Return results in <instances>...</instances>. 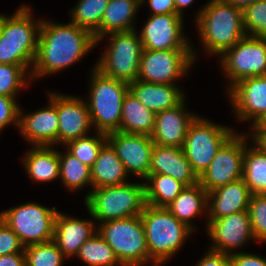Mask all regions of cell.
<instances>
[{
    "instance_id": "1",
    "label": "cell",
    "mask_w": 266,
    "mask_h": 266,
    "mask_svg": "<svg viewBox=\"0 0 266 266\" xmlns=\"http://www.w3.org/2000/svg\"><path fill=\"white\" fill-rule=\"evenodd\" d=\"M96 46L94 35L72 22L56 24L42 20L30 77L32 80L58 73L81 60Z\"/></svg>"
},
{
    "instance_id": "2",
    "label": "cell",
    "mask_w": 266,
    "mask_h": 266,
    "mask_svg": "<svg viewBox=\"0 0 266 266\" xmlns=\"http://www.w3.org/2000/svg\"><path fill=\"white\" fill-rule=\"evenodd\" d=\"M195 16L196 27L208 55L221 56L246 36L242 10L224 0H209Z\"/></svg>"
},
{
    "instance_id": "3",
    "label": "cell",
    "mask_w": 266,
    "mask_h": 266,
    "mask_svg": "<svg viewBox=\"0 0 266 266\" xmlns=\"http://www.w3.org/2000/svg\"><path fill=\"white\" fill-rule=\"evenodd\" d=\"M31 11L29 6L23 5L11 16L2 14L0 64L31 67V72L42 22L33 20Z\"/></svg>"
},
{
    "instance_id": "4",
    "label": "cell",
    "mask_w": 266,
    "mask_h": 266,
    "mask_svg": "<svg viewBox=\"0 0 266 266\" xmlns=\"http://www.w3.org/2000/svg\"><path fill=\"white\" fill-rule=\"evenodd\" d=\"M140 216L144 226L149 261L154 266H161L165 261L170 260L193 232L166 207H153L146 204Z\"/></svg>"
},
{
    "instance_id": "5",
    "label": "cell",
    "mask_w": 266,
    "mask_h": 266,
    "mask_svg": "<svg viewBox=\"0 0 266 266\" xmlns=\"http://www.w3.org/2000/svg\"><path fill=\"white\" fill-rule=\"evenodd\" d=\"M85 206L95 222L141 215L146 205L145 183H125L92 189L85 196Z\"/></svg>"
},
{
    "instance_id": "6",
    "label": "cell",
    "mask_w": 266,
    "mask_h": 266,
    "mask_svg": "<svg viewBox=\"0 0 266 266\" xmlns=\"http://www.w3.org/2000/svg\"><path fill=\"white\" fill-rule=\"evenodd\" d=\"M91 73L89 99L86 102L92 127L104 134L120 131L122 105L129 84L104 76L95 67Z\"/></svg>"
},
{
    "instance_id": "7",
    "label": "cell",
    "mask_w": 266,
    "mask_h": 266,
    "mask_svg": "<svg viewBox=\"0 0 266 266\" xmlns=\"http://www.w3.org/2000/svg\"><path fill=\"white\" fill-rule=\"evenodd\" d=\"M97 232L109 244L123 266H144L149 262L141 216L97 224Z\"/></svg>"
},
{
    "instance_id": "8",
    "label": "cell",
    "mask_w": 266,
    "mask_h": 266,
    "mask_svg": "<svg viewBox=\"0 0 266 266\" xmlns=\"http://www.w3.org/2000/svg\"><path fill=\"white\" fill-rule=\"evenodd\" d=\"M109 37L108 47L95 64L104 76L126 83L137 80L139 64L143 52V44L136 30L113 32Z\"/></svg>"
},
{
    "instance_id": "9",
    "label": "cell",
    "mask_w": 266,
    "mask_h": 266,
    "mask_svg": "<svg viewBox=\"0 0 266 266\" xmlns=\"http://www.w3.org/2000/svg\"><path fill=\"white\" fill-rule=\"evenodd\" d=\"M56 207L34 202L21 204L0 213V219L19 237L24 246L53 240Z\"/></svg>"
},
{
    "instance_id": "10",
    "label": "cell",
    "mask_w": 266,
    "mask_h": 266,
    "mask_svg": "<svg viewBox=\"0 0 266 266\" xmlns=\"http://www.w3.org/2000/svg\"><path fill=\"white\" fill-rule=\"evenodd\" d=\"M235 132L232 128L199 116L190 123L182 149L198 177L208 168L219 148Z\"/></svg>"
},
{
    "instance_id": "11",
    "label": "cell",
    "mask_w": 266,
    "mask_h": 266,
    "mask_svg": "<svg viewBox=\"0 0 266 266\" xmlns=\"http://www.w3.org/2000/svg\"><path fill=\"white\" fill-rule=\"evenodd\" d=\"M220 60L223 73L230 80L228 90L242 79L266 76V38L246 35L227 49Z\"/></svg>"
},
{
    "instance_id": "12",
    "label": "cell",
    "mask_w": 266,
    "mask_h": 266,
    "mask_svg": "<svg viewBox=\"0 0 266 266\" xmlns=\"http://www.w3.org/2000/svg\"><path fill=\"white\" fill-rule=\"evenodd\" d=\"M194 50H145L143 49L137 79L154 84H176L192 64Z\"/></svg>"
},
{
    "instance_id": "13",
    "label": "cell",
    "mask_w": 266,
    "mask_h": 266,
    "mask_svg": "<svg viewBox=\"0 0 266 266\" xmlns=\"http://www.w3.org/2000/svg\"><path fill=\"white\" fill-rule=\"evenodd\" d=\"M245 136L234 133L217 151L208 168L198 177L207 193L242 178Z\"/></svg>"
},
{
    "instance_id": "14",
    "label": "cell",
    "mask_w": 266,
    "mask_h": 266,
    "mask_svg": "<svg viewBox=\"0 0 266 266\" xmlns=\"http://www.w3.org/2000/svg\"><path fill=\"white\" fill-rule=\"evenodd\" d=\"M183 17L178 14L150 15L142 31L140 40L145 50H192L188 38L184 36Z\"/></svg>"
},
{
    "instance_id": "15",
    "label": "cell",
    "mask_w": 266,
    "mask_h": 266,
    "mask_svg": "<svg viewBox=\"0 0 266 266\" xmlns=\"http://www.w3.org/2000/svg\"><path fill=\"white\" fill-rule=\"evenodd\" d=\"M207 233L215 252L232 254V250L242 248L246 242L255 240L248 211L233 213L229 216L207 221Z\"/></svg>"
},
{
    "instance_id": "16",
    "label": "cell",
    "mask_w": 266,
    "mask_h": 266,
    "mask_svg": "<svg viewBox=\"0 0 266 266\" xmlns=\"http://www.w3.org/2000/svg\"><path fill=\"white\" fill-rule=\"evenodd\" d=\"M107 141L115 149L128 174L133 173L143 180L148 176L155 145L151 136L116 131L107 134Z\"/></svg>"
},
{
    "instance_id": "17",
    "label": "cell",
    "mask_w": 266,
    "mask_h": 266,
    "mask_svg": "<svg viewBox=\"0 0 266 266\" xmlns=\"http://www.w3.org/2000/svg\"><path fill=\"white\" fill-rule=\"evenodd\" d=\"M227 94L237 119L252 121L251 127L266 113V76L242 79Z\"/></svg>"
},
{
    "instance_id": "18",
    "label": "cell",
    "mask_w": 266,
    "mask_h": 266,
    "mask_svg": "<svg viewBox=\"0 0 266 266\" xmlns=\"http://www.w3.org/2000/svg\"><path fill=\"white\" fill-rule=\"evenodd\" d=\"M56 93L49 92V105L28 114L19 108V133L32 146H55L58 143Z\"/></svg>"
},
{
    "instance_id": "19",
    "label": "cell",
    "mask_w": 266,
    "mask_h": 266,
    "mask_svg": "<svg viewBox=\"0 0 266 266\" xmlns=\"http://www.w3.org/2000/svg\"><path fill=\"white\" fill-rule=\"evenodd\" d=\"M58 114V143L68 142L88 135L92 127L85 100L70 95L56 94Z\"/></svg>"
},
{
    "instance_id": "20",
    "label": "cell",
    "mask_w": 266,
    "mask_h": 266,
    "mask_svg": "<svg viewBox=\"0 0 266 266\" xmlns=\"http://www.w3.org/2000/svg\"><path fill=\"white\" fill-rule=\"evenodd\" d=\"M185 99L176 107L156 113L151 139L156 145L182 148L190 123L197 114L186 112Z\"/></svg>"
},
{
    "instance_id": "21",
    "label": "cell",
    "mask_w": 266,
    "mask_h": 266,
    "mask_svg": "<svg viewBox=\"0 0 266 266\" xmlns=\"http://www.w3.org/2000/svg\"><path fill=\"white\" fill-rule=\"evenodd\" d=\"M149 174H165L183 183L186 187L198 184V176L185 157L182 148L154 145Z\"/></svg>"
},
{
    "instance_id": "22",
    "label": "cell",
    "mask_w": 266,
    "mask_h": 266,
    "mask_svg": "<svg viewBox=\"0 0 266 266\" xmlns=\"http://www.w3.org/2000/svg\"><path fill=\"white\" fill-rule=\"evenodd\" d=\"M95 224L97 223H93L89 219L73 218L58 211L55 217L52 241L65 257L71 258L76 256L81 245L97 232Z\"/></svg>"
},
{
    "instance_id": "23",
    "label": "cell",
    "mask_w": 266,
    "mask_h": 266,
    "mask_svg": "<svg viewBox=\"0 0 266 266\" xmlns=\"http://www.w3.org/2000/svg\"><path fill=\"white\" fill-rule=\"evenodd\" d=\"M251 196L249 187L242 178L214 189L208 193V220L248 211Z\"/></svg>"
},
{
    "instance_id": "24",
    "label": "cell",
    "mask_w": 266,
    "mask_h": 266,
    "mask_svg": "<svg viewBox=\"0 0 266 266\" xmlns=\"http://www.w3.org/2000/svg\"><path fill=\"white\" fill-rule=\"evenodd\" d=\"M129 90L155 114L179 105L185 96L175 84H154L136 80L129 83Z\"/></svg>"
},
{
    "instance_id": "25",
    "label": "cell",
    "mask_w": 266,
    "mask_h": 266,
    "mask_svg": "<svg viewBox=\"0 0 266 266\" xmlns=\"http://www.w3.org/2000/svg\"><path fill=\"white\" fill-rule=\"evenodd\" d=\"M146 0H109L99 27V40L106 34L136 30L134 18Z\"/></svg>"
},
{
    "instance_id": "26",
    "label": "cell",
    "mask_w": 266,
    "mask_h": 266,
    "mask_svg": "<svg viewBox=\"0 0 266 266\" xmlns=\"http://www.w3.org/2000/svg\"><path fill=\"white\" fill-rule=\"evenodd\" d=\"M129 174L115 149L107 141L99 151L98 157L91 167L92 189L104 186L122 185Z\"/></svg>"
},
{
    "instance_id": "27",
    "label": "cell",
    "mask_w": 266,
    "mask_h": 266,
    "mask_svg": "<svg viewBox=\"0 0 266 266\" xmlns=\"http://www.w3.org/2000/svg\"><path fill=\"white\" fill-rule=\"evenodd\" d=\"M24 169L37 182H51L60 178L59 152L51 146H32L24 155Z\"/></svg>"
},
{
    "instance_id": "28",
    "label": "cell",
    "mask_w": 266,
    "mask_h": 266,
    "mask_svg": "<svg viewBox=\"0 0 266 266\" xmlns=\"http://www.w3.org/2000/svg\"><path fill=\"white\" fill-rule=\"evenodd\" d=\"M155 115L128 90L122 105L120 132L151 136L155 127Z\"/></svg>"
},
{
    "instance_id": "29",
    "label": "cell",
    "mask_w": 266,
    "mask_h": 266,
    "mask_svg": "<svg viewBox=\"0 0 266 266\" xmlns=\"http://www.w3.org/2000/svg\"><path fill=\"white\" fill-rule=\"evenodd\" d=\"M208 193L198 183L185 187L182 192L166 207L179 221L194 231L191 222L195 216L207 212Z\"/></svg>"
},
{
    "instance_id": "30",
    "label": "cell",
    "mask_w": 266,
    "mask_h": 266,
    "mask_svg": "<svg viewBox=\"0 0 266 266\" xmlns=\"http://www.w3.org/2000/svg\"><path fill=\"white\" fill-rule=\"evenodd\" d=\"M247 136L245 135L242 179L252 195L266 194V152L253 140V146H247Z\"/></svg>"
},
{
    "instance_id": "31",
    "label": "cell",
    "mask_w": 266,
    "mask_h": 266,
    "mask_svg": "<svg viewBox=\"0 0 266 266\" xmlns=\"http://www.w3.org/2000/svg\"><path fill=\"white\" fill-rule=\"evenodd\" d=\"M145 180V201L153 207H167L186 187L165 174H148Z\"/></svg>"
},
{
    "instance_id": "32",
    "label": "cell",
    "mask_w": 266,
    "mask_h": 266,
    "mask_svg": "<svg viewBox=\"0 0 266 266\" xmlns=\"http://www.w3.org/2000/svg\"><path fill=\"white\" fill-rule=\"evenodd\" d=\"M109 0H78L70 11L71 22L91 32L99 40V27Z\"/></svg>"
},
{
    "instance_id": "33",
    "label": "cell",
    "mask_w": 266,
    "mask_h": 266,
    "mask_svg": "<svg viewBox=\"0 0 266 266\" xmlns=\"http://www.w3.org/2000/svg\"><path fill=\"white\" fill-rule=\"evenodd\" d=\"M59 172L63 185L71 191L92 187L91 168L82 163L68 151L59 152Z\"/></svg>"
},
{
    "instance_id": "34",
    "label": "cell",
    "mask_w": 266,
    "mask_h": 266,
    "mask_svg": "<svg viewBox=\"0 0 266 266\" xmlns=\"http://www.w3.org/2000/svg\"><path fill=\"white\" fill-rule=\"evenodd\" d=\"M76 257L88 266H123L109 244L96 232L80 247Z\"/></svg>"
},
{
    "instance_id": "35",
    "label": "cell",
    "mask_w": 266,
    "mask_h": 266,
    "mask_svg": "<svg viewBox=\"0 0 266 266\" xmlns=\"http://www.w3.org/2000/svg\"><path fill=\"white\" fill-rule=\"evenodd\" d=\"M24 253L26 266H62L67 259L53 241L27 245Z\"/></svg>"
},
{
    "instance_id": "36",
    "label": "cell",
    "mask_w": 266,
    "mask_h": 266,
    "mask_svg": "<svg viewBox=\"0 0 266 266\" xmlns=\"http://www.w3.org/2000/svg\"><path fill=\"white\" fill-rule=\"evenodd\" d=\"M107 142V134L96 131V136H84L76 140L68 142L65 146L67 151L78 158L88 167H92L95 163L99 151Z\"/></svg>"
},
{
    "instance_id": "37",
    "label": "cell",
    "mask_w": 266,
    "mask_h": 266,
    "mask_svg": "<svg viewBox=\"0 0 266 266\" xmlns=\"http://www.w3.org/2000/svg\"><path fill=\"white\" fill-rule=\"evenodd\" d=\"M28 74L30 76L28 67L0 64V95L17 96L21 88H26V85L31 84L29 81L32 82V79L28 77Z\"/></svg>"
},
{
    "instance_id": "38",
    "label": "cell",
    "mask_w": 266,
    "mask_h": 266,
    "mask_svg": "<svg viewBox=\"0 0 266 266\" xmlns=\"http://www.w3.org/2000/svg\"><path fill=\"white\" fill-rule=\"evenodd\" d=\"M246 35L266 38V0H259L242 11Z\"/></svg>"
},
{
    "instance_id": "39",
    "label": "cell",
    "mask_w": 266,
    "mask_h": 266,
    "mask_svg": "<svg viewBox=\"0 0 266 266\" xmlns=\"http://www.w3.org/2000/svg\"><path fill=\"white\" fill-rule=\"evenodd\" d=\"M248 212L255 241L266 242V194H253Z\"/></svg>"
},
{
    "instance_id": "40",
    "label": "cell",
    "mask_w": 266,
    "mask_h": 266,
    "mask_svg": "<svg viewBox=\"0 0 266 266\" xmlns=\"http://www.w3.org/2000/svg\"><path fill=\"white\" fill-rule=\"evenodd\" d=\"M24 247L17 234L0 219V256L24 253Z\"/></svg>"
},
{
    "instance_id": "41",
    "label": "cell",
    "mask_w": 266,
    "mask_h": 266,
    "mask_svg": "<svg viewBox=\"0 0 266 266\" xmlns=\"http://www.w3.org/2000/svg\"><path fill=\"white\" fill-rule=\"evenodd\" d=\"M16 97L0 95V132L7 125L13 124L19 127V105Z\"/></svg>"
},
{
    "instance_id": "42",
    "label": "cell",
    "mask_w": 266,
    "mask_h": 266,
    "mask_svg": "<svg viewBox=\"0 0 266 266\" xmlns=\"http://www.w3.org/2000/svg\"><path fill=\"white\" fill-rule=\"evenodd\" d=\"M230 261L231 266H266L265 258L246 252H234L230 254Z\"/></svg>"
},
{
    "instance_id": "43",
    "label": "cell",
    "mask_w": 266,
    "mask_h": 266,
    "mask_svg": "<svg viewBox=\"0 0 266 266\" xmlns=\"http://www.w3.org/2000/svg\"><path fill=\"white\" fill-rule=\"evenodd\" d=\"M195 266H231L230 255L209 250Z\"/></svg>"
},
{
    "instance_id": "44",
    "label": "cell",
    "mask_w": 266,
    "mask_h": 266,
    "mask_svg": "<svg viewBox=\"0 0 266 266\" xmlns=\"http://www.w3.org/2000/svg\"><path fill=\"white\" fill-rule=\"evenodd\" d=\"M151 15L177 14L174 0H147Z\"/></svg>"
},
{
    "instance_id": "45",
    "label": "cell",
    "mask_w": 266,
    "mask_h": 266,
    "mask_svg": "<svg viewBox=\"0 0 266 266\" xmlns=\"http://www.w3.org/2000/svg\"><path fill=\"white\" fill-rule=\"evenodd\" d=\"M0 266H26L25 253L0 256Z\"/></svg>"
},
{
    "instance_id": "46",
    "label": "cell",
    "mask_w": 266,
    "mask_h": 266,
    "mask_svg": "<svg viewBox=\"0 0 266 266\" xmlns=\"http://www.w3.org/2000/svg\"><path fill=\"white\" fill-rule=\"evenodd\" d=\"M251 131L253 133L249 135L250 139L266 152V129H253Z\"/></svg>"
},
{
    "instance_id": "47",
    "label": "cell",
    "mask_w": 266,
    "mask_h": 266,
    "mask_svg": "<svg viewBox=\"0 0 266 266\" xmlns=\"http://www.w3.org/2000/svg\"><path fill=\"white\" fill-rule=\"evenodd\" d=\"M224 1L229 4H232L236 8L243 11L246 7H249L250 5L254 4L259 0H224Z\"/></svg>"
},
{
    "instance_id": "48",
    "label": "cell",
    "mask_w": 266,
    "mask_h": 266,
    "mask_svg": "<svg viewBox=\"0 0 266 266\" xmlns=\"http://www.w3.org/2000/svg\"><path fill=\"white\" fill-rule=\"evenodd\" d=\"M177 14L183 17V8L190 6L194 0H174Z\"/></svg>"
},
{
    "instance_id": "49",
    "label": "cell",
    "mask_w": 266,
    "mask_h": 266,
    "mask_svg": "<svg viewBox=\"0 0 266 266\" xmlns=\"http://www.w3.org/2000/svg\"><path fill=\"white\" fill-rule=\"evenodd\" d=\"M251 129H266V113Z\"/></svg>"
},
{
    "instance_id": "50",
    "label": "cell",
    "mask_w": 266,
    "mask_h": 266,
    "mask_svg": "<svg viewBox=\"0 0 266 266\" xmlns=\"http://www.w3.org/2000/svg\"><path fill=\"white\" fill-rule=\"evenodd\" d=\"M1 29H2V14L0 15V34H1Z\"/></svg>"
}]
</instances>
